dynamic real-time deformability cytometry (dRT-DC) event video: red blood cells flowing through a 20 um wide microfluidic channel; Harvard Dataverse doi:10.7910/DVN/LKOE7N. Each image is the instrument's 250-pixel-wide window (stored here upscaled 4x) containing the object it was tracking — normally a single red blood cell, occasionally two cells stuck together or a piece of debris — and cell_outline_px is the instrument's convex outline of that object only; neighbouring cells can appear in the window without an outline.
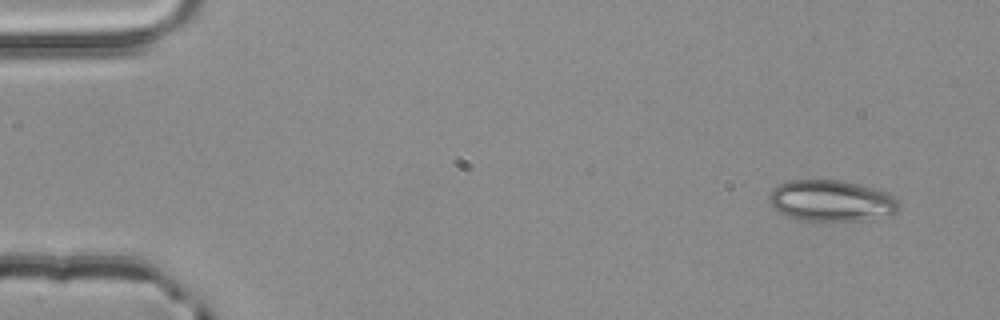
{"species": "common noctule bat (a hibernating species)", "species_latin": "Nyctalus noctula", "temperature_condition": "room temperature", "stored_images_in_passage": 4, "camera_frame_rate_fps": 3000, "um_per_image_px": 0.085, "animal": {"sex": "male", "body_mass_g": 20.4}, "frame": {"image": 1, "passage_image": 1, "time_ms": 0.0, "image_size_px": [1000, 320], "cell_outline_px": [[900, 204], [896, 212], [864, 220], [800, 220], [788, 216], [780, 212], [768, 200], [768, 196], [780, 184], [792, 180], [840, 180], [888, 192]], "centroid_in_image_um": [70.66, 17.06], "position_along_channel_um": 14.3, "area_um2": 30.46}}